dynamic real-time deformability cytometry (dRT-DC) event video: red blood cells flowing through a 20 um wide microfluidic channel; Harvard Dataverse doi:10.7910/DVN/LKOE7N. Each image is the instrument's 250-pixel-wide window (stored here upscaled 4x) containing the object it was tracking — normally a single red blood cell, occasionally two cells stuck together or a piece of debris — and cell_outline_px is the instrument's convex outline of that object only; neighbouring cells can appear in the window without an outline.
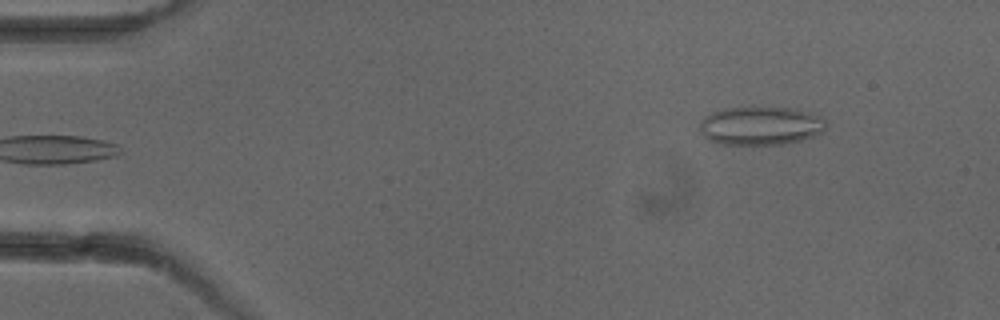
{"species": "common noctule bat (a hibernating species)", "species_latin": "Nyctalus noctula", "temperature_condition": "cold", "stored_images_in_passage": 5, "camera_frame_rate_fps": 3000, "um_per_image_px": 0.085, "animal": {"sex": "female"}, "frame": {"image": 1, "passage_image": 5, "time_ms": 4.667, "image_size_px": [1000, 320], "cell_outline_px": [[824, 128], [816, 136], [784, 144], [724, 144], [708, 140], [704, 136], [700, 128], [700, 120], [704, 116], [712, 112], [724, 108], [752, 104], [792, 108], [808, 112], [820, 116], [824, 120]], "centroid_in_image_um": [64.61, 10.64], "position_along_channel_um": 20.4, "area_um2": 29.02}}